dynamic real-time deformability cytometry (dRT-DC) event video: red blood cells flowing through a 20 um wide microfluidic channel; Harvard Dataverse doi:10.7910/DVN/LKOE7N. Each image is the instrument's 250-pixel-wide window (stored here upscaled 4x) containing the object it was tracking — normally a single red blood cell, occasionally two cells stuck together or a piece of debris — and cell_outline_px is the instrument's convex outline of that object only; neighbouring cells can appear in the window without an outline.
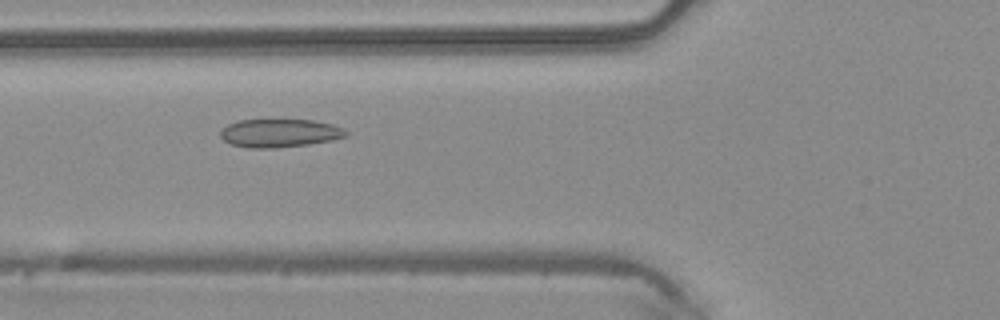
{"species": "common noctule bat (a hibernating species)", "species_latin": "Nyctalus noctula", "temperature_condition": "warm", "stored_images_in_passage": 48, "camera_frame_rate_fps": 3000, "um_per_image_px": 0.085, "animal": {"sex": "male", "body_mass_g": 20.4}, "frame": {"image": 1, "passage_image": 18, "time_ms": 5.667, "image_size_px": [1000, 320], "cell_outline_px": [[348, 136], [332, 140], [308, 144], [276, 148], [248, 148], [232, 144], [224, 140], [220, 136], [220, 132], [228, 124], [240, 120], [312, 120], [332, 124], [344, 128], [348, 132]], "centroid_in_image_um": [23.8, 11.31], "position_along_channel_um": 102.0, "area_um2": 20.63}}
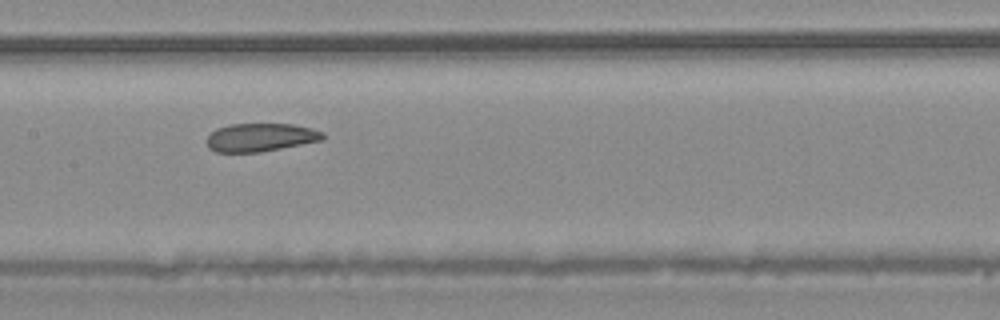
{"frame": {"image": 2, "passage_image": 24, "time_ms": 7.667, "image_size_px": [1000, 320], "cell_outline_px": [[324, 136], [320, 140], [260, 152], [216, 152], [208, 148], [208, 136], [216, 128], [228, 124], [292, 124], [312, 128], [324, 132]], "centroid_in_image_um": [22.11, 11.67], "position_along_channel_um": 185.3, "area_um2": 18.9}}
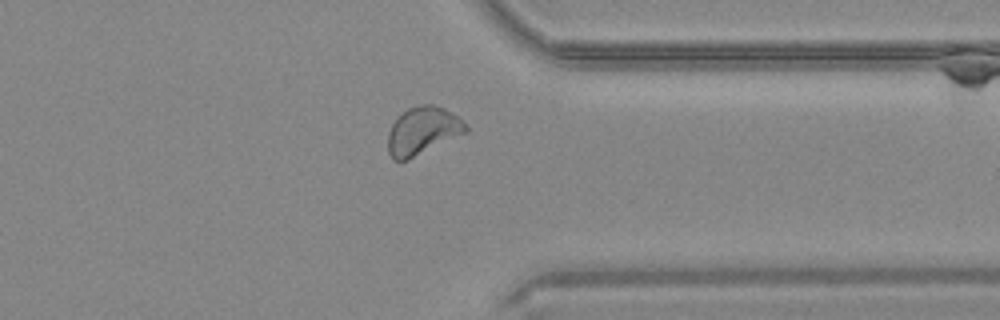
{"frame": {"image": 3, "passage_image": 38, "time_ms": 12.333, "image_size_px": [1000, 320], "cell_outline_px": [[468, 132], [408, 160], [392, 160], [388, 152], [388, 132], [396, 116], [408, 108], [420, 104], [432, 104], [444, 108], [456, 116], [468, 128]], "centroid_in_image_um": [35.89, 11.12], "position_along_channel_um": 375.5, "area_um2": 21.73}, "authors_computed_cell_mechanics": {"area_um2": 21.7328, "velocity_mm_per_s": 4.1513, "shape_relaxation_time_tau1_ms": null, "shape_relaxation_time_tau2_ms": 1.3845, "deformation_change_tau1": null, "deformation_change_tau2": 0.0702}}